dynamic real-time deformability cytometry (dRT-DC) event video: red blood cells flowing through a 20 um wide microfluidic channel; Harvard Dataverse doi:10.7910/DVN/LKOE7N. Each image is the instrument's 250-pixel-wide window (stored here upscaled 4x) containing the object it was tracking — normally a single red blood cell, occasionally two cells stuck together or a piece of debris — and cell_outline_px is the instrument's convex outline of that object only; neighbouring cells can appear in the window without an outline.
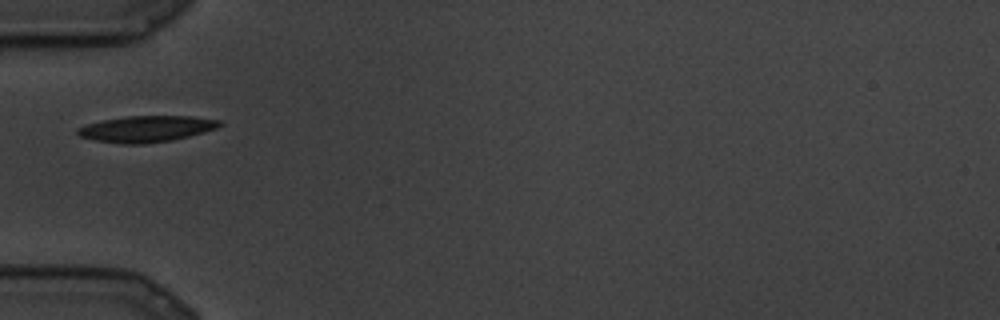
{"species": "common noctule bat (a hibernating species)", "species_latin": "Nyctalus noctula", "temperature_condition": "cold", "stored_images_in_passage": 2, "camera_frame_rate_fps": 3000, "um_per_image_px": 0.085, "animal": {"sex": "male", "body_mass_g": 19.5, "forearm_length_mm": 54.6}, "frame": {"image": 1, "passage_image": 1, "time_ms": 0.0, "image_size_px": [1000, 320], "cell_outline_px": [[224, 124], [216, 128], [204, 132], [172, 140], [144, 144], [124, 144], [96, 140], [80, 136], [76, 132], [76, 128], [88, 124], [104, 120], [128, 116], [192, 116], [220, 120]], "centroid_in_image_um": [12.47, 10.95], "position_along_channel_um": 72.5, "area_um2": 21.56}}